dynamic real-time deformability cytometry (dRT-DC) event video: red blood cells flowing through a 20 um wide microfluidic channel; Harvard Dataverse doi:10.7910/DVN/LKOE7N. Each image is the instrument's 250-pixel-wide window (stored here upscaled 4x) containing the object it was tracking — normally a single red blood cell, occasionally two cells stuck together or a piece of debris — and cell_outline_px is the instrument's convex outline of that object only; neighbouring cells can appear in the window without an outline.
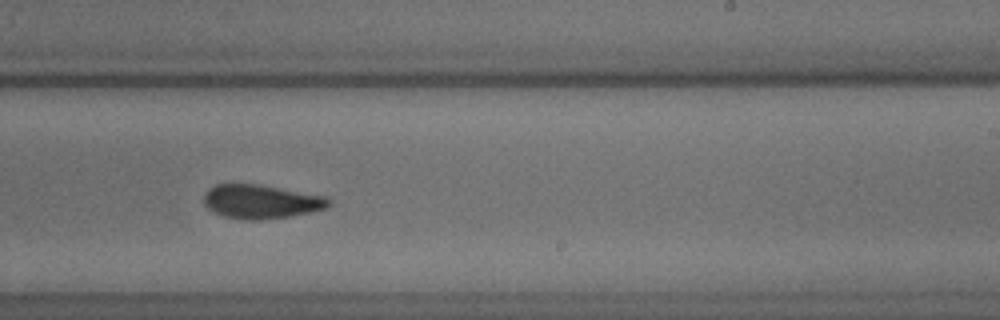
{"species": "common noctule bat (a hibernating species)", "species_latin": "Nyctalus noctula", "temperature_condition": "cold", "stored_images_in_passage": 38, "camera_frame_rate_fps": 3000, "um_per_image_px": 0.085, "animal": {"sex": "male", "body_mass_g": 18.8}, "frame": {"image": 1, "passage_image": 22, "time_ms": 7.0, "image_size_px": [1000, 320], "cell_outline_px": [[332, 200], [324, 208], [308, 212], [288, 216], [260, 220], [244, 220], [224, 216], [208, 208], [204, 204], [204, 196], [208, 188], [216, 184], [256, 184], [328, 196]], "centroid_in_image_um": [22.17, 17.13], "position_along_channel_um": 266.8, "area_um2": 24.45}, "authors_computed_cell_mechanics": {"area_um2": 24.5939, "velocity_mm_per_s": 3.7301, "shape_relaxation_time_tau1_ms": 6.4517, "shape_relaxation_time_tau2_ms": 2.6725, "deformation_change_tau1": 0.1601, "deformation_change_tau2": 0.0662}}